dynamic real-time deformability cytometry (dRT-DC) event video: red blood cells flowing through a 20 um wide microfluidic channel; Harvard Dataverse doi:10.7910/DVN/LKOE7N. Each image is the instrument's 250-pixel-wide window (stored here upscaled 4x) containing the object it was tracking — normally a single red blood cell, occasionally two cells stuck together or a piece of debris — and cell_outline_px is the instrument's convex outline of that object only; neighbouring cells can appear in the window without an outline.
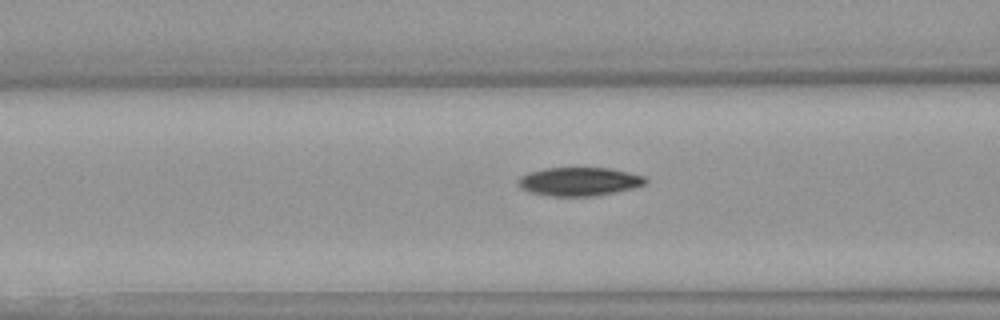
{"species": "Egyptian fruit bat (a non-hibernating species)", "species_latin": "Rousettus aegyptiacus", "temperature_condition": "warm", "stored_images_in_passage": 33, "camera_frame_rate_fps": 3000, "um_per_image_px": 0.085, "animal": {"sex": "female"}, "frame": {"image": 1, "passage_image": 6, "time_ms": 1.667, "image_size_px": [1000, 320], "cell_outline_px": [[648, 180], [644, 184], [632, 188], [592, 196], [552, 196], [528, 192], [520, 188], [516, 184], [516, 180], [520, 176], [528, 172], [544, 168], [608, 168], [628, 172], [644, 176]], "centroid_in_image_um": [49.15, 15.42], "position_along_channel_um": 117.5, "area_um2": 21.15}}
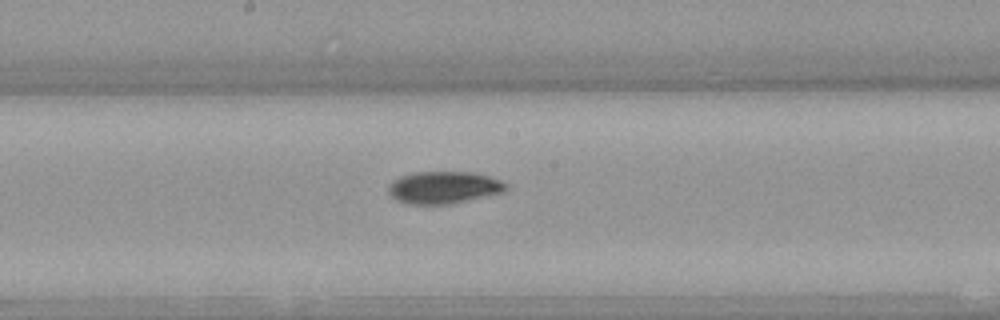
{"frame": {"image": 2, "passage_image": 13, "time_ms": 4.0, "image_size_px": [1000, 320], "cell_outline_px": [[508, 188], [504, 192], [452, 204], [404, 204], [396, 200], [388, 192], [388, 184], [400, 176], [412, 172], [472, 172], [488, 176], [500, 180], [508, 184]], "centroid_in_image_um": [37.71, 15.94], "position_along_channel_um": 210.5, "area_um2": 22.31}}
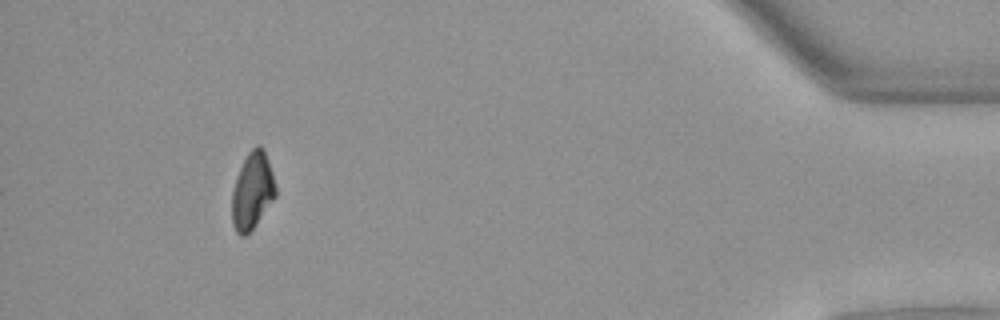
{"frame": {"image": 3, "passage_image": 33, "time_ms": 10.667, "image_size_px": [1000, 320], "cell_outline_px": [[276, 196], [256, 224], [244, 236], [240, 236], [236, 232], [232, 224], [232, 192], [240, 168], [248, 152], [256, 144], [260, 144], [264, 148], [272, 172], [276, 188]], "centroid_in_image_um": [21.45, 16.21], "position_along_channel_um": 413.7, "area_um2": 19.42}, "authors_computed_cell_mechanics": {"area_um2": 21.4438, "velocity_mm_per_s": 4.0019, "shape_relaxation_time_tau1_ms": 3.6701, "shape_relaxation_time_tau2_ms": null, "deformation_change_tau1": 0.1466, "deformation_change_tau2": null}}